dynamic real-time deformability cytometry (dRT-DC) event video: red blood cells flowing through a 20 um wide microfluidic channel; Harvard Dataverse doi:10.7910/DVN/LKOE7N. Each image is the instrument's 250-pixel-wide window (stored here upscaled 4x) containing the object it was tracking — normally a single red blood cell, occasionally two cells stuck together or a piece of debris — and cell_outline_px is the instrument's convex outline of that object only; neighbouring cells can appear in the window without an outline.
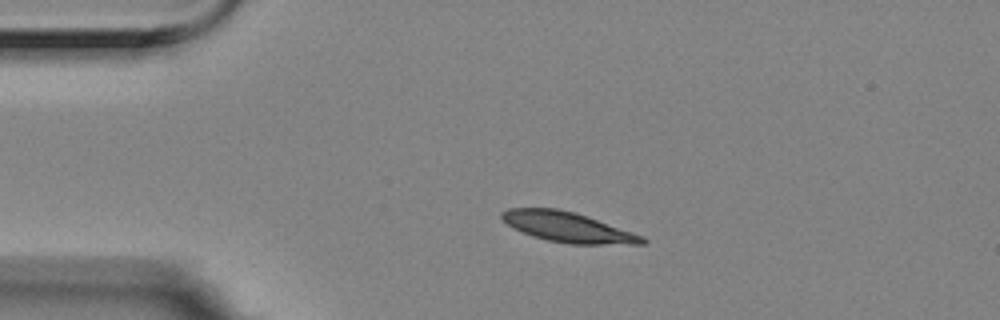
{"species": "Egyptian fruit bat (a non-hibernating species)", "species_latin": "Rousettus aegyptiacus", "temperature_condition": "room temperature", "stored_images_in_passage": 2, "camera_frame_rate_fps": 3000, "um_per_image_px": 0.085, "animal": {"sex": "female"}, "frame": {"image": 1, "passage_image": 1, "time_ms": 0.0, "image_size_px": [1000, 320], "cell_outline_px": [[648, 240], [644, 244], [568, 244], [548, 240], [532, 236], [512, 228], [500, 216], [500, 212], [508, 208], [556, 208], [576, 212], [644, 236]], "centroid_in_image_um": [48.26, 19.3], "position_along_channel_um": 36.7, "area_um2": 24.68}}
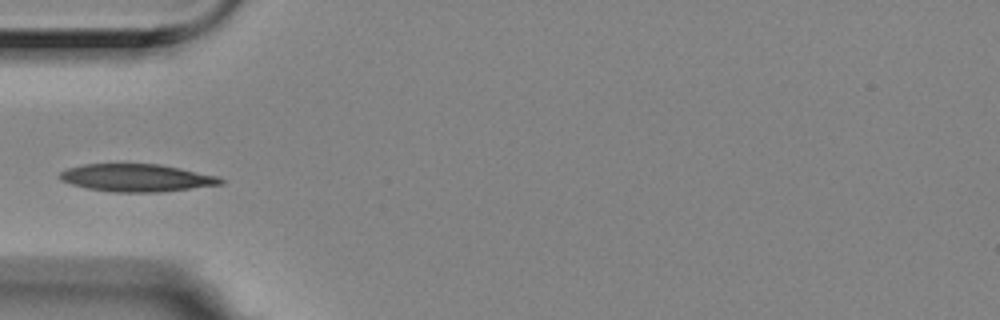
{"frame": {"image": 2, "passage_image": 2, "time_ms": 0.333, "image_size_px": [1000, 320], "cell_outline_px": [[224, 184], [160, 192], [112, 192], [88, 188], [72, 184], [60, 180], [60, 172], [68, 168], [84, 164], [160, 164], [220, 176], [224, 180]], "centroid_in_image_um": [11.65, 15.11], "position_along_channel_um": 73.3, "area_um2": 25.84}}